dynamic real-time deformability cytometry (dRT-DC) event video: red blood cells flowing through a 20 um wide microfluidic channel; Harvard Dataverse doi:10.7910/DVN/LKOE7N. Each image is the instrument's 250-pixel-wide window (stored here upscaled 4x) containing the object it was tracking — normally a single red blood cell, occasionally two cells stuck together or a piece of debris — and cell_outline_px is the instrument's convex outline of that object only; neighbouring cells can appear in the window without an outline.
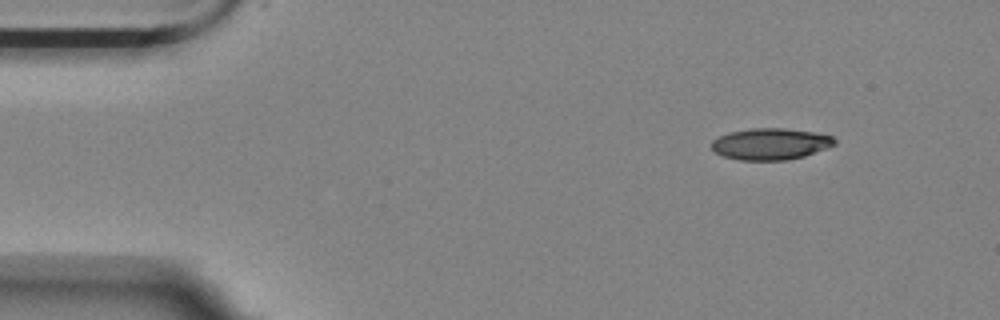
{"species": "Egyptian fruit bat (a non-hibernating species)", "species_latin": "Rousettus aegyptiacus", "temperature_condition": "room temperature", "stored_images_in_passage": 51, "camera_frame_rate_fps": 3000, "um_per_image_px": 0.085, "animal": {"sex": "female"}, "frame": {"image": 1, "passage_image": 1, "time_ms": 0.0, "image_size_px": [1000, 320], "cell_outline_px": [[836, 144], [804, 156], [788, 160], [740, 160], [724, 156], [716, 152], [712, 148], [712, 140], [720, 136], [732, 132], [752, 128], [784, 128], [812, 132], [832, 136], [836, 140]], "centroid_in_image_um": [65.5, 12.24], "position_along_channel_um": 19.5, "area_um2": 22.31}}
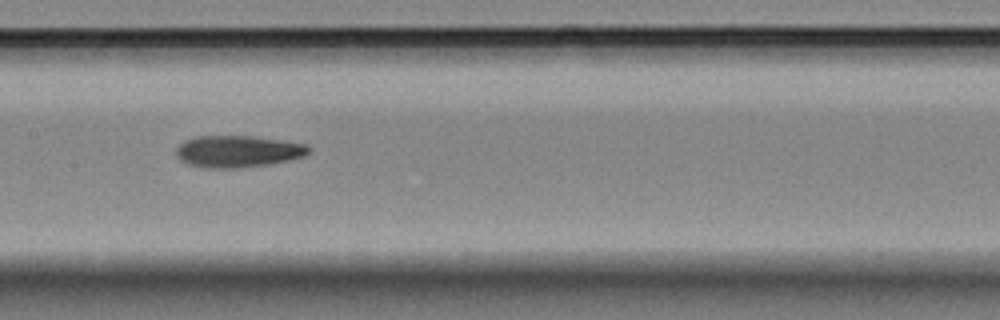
{"frame": {"image": 2, "passage_image": 22, "time_ms": 7.0, "image_size_px": [1000, 320], "cell_outline_px": [[312, 148], [304, 156], [288, 160], [268, 164], [236, 168], [208, 168], [188, 164], [180, 160], [176, 156], [176, 148], [184, 140], [196, 136], [248, 136], [284, 140], [304, 144]], "centroid_in_image_um": [20.19, 12.86], "position_along_channel_um": 187.2, "area_um2": 24.51}}
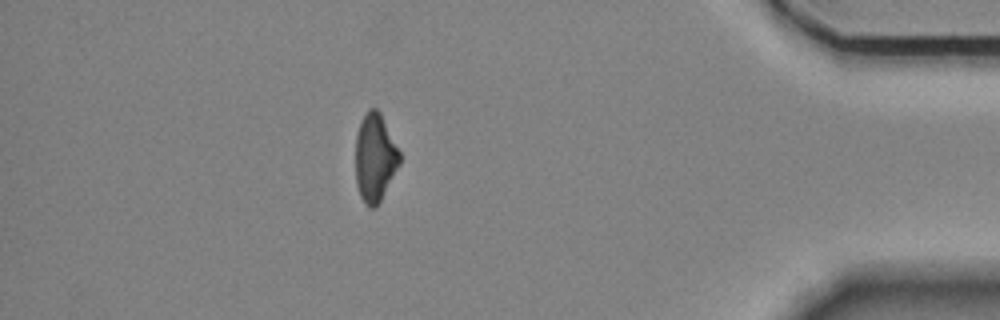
{"frame": {"image": 3, "passage_image": 44, "time_ms": 14.333, "image_size_px": [1000, 320], "cell_outline_px": [[400, 164], [380, 200], [372, 208], [368, 208], [364, 204], [360, 196], [356, 184], [356, 136], [360, 124], [368, 108], [376, 108], [380, 112], [400, 152]], "centroid_in_image_um": [31.86, 13.41], "position_along_channel_um": 403.3, "area_um2": 22.37}, "authors_computed_cell_mechanics": {"area_um2": 24.0448, "velocity_mm_per_s": 3.539, "shape_relaxation_time_tau1_ms": 7.567, "shape_relaxation_time_tau2_ms": null, "deformation_change_tau1": 0.1941, "deformation_change_tau2": null}}